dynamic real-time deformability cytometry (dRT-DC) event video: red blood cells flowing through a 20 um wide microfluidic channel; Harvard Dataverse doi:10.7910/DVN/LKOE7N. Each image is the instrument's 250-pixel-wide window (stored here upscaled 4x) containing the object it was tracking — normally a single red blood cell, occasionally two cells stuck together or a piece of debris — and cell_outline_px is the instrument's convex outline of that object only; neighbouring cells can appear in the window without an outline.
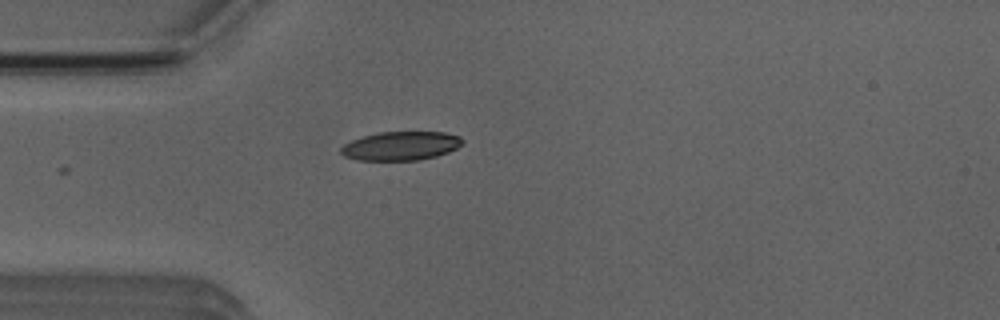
{"species": "Egyptian fruit bat (a non-hibernating species)", "species_latin": "Rousettus aegyptiacus", "temperature_condition": "room temperature", "stored_images_in_passage": 3, "camera_frame_rate_fps": 3000, "um_per_image_px": 0.085, "animal": {"sex": "male"}, "frame": {"image": 1, "passage_image": 3, "time_ms": 2.333, "image_size_px": [1000, 320], "cell_outline_px": [[464, 140], [456, 148], [448, 152], [436, 156], [416, 160], [356, 160], [344, 156], [340, 152], [340, 148], [344, 144], [352, 140], [376, 132], [444, 132], [460, 136]], "centroid_in_image_um": [34.04, 12.4], "position_along_channel_um": 51.0, "area_um2": 20.35}}